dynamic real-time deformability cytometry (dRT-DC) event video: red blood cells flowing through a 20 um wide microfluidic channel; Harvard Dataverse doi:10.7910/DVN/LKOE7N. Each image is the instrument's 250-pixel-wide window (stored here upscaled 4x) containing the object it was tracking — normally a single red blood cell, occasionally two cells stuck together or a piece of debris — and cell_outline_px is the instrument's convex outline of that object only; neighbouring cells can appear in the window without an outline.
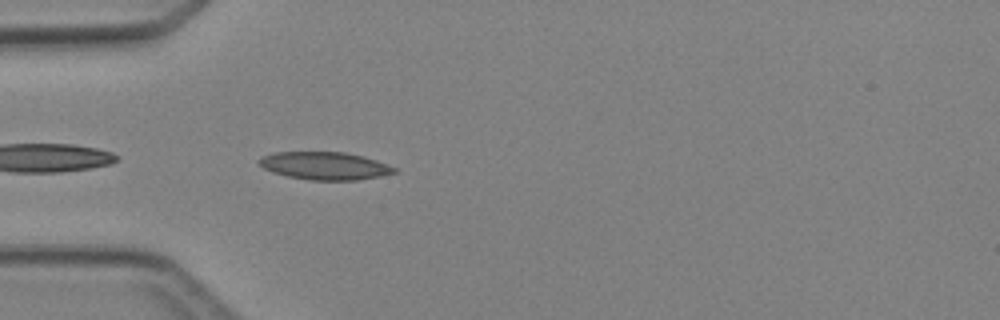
{"species": "Egyptian fruit bat (a non-hibernating species)", "species_latin": "Rousettus aegyptiacus", "temperature_condition": "cold", "stored_images_in_passage": 3, "camera_frame_rate_fps": 3000, "um_per_image_px": 0.085, "animal": {"sex": "female"}, "frame": {"image": 1, "passage_image": 3, "time_ms": 3.333, "image_size_px": [1000, 320], "cell_outline_px": [[400, 172], [380, 176], [356, 180], [308, 180], [288, 176], [272, 172], [264, 168], [256, 160], [264, 156], [276, 152], [344, 152], [364, 156], [376, 160], [396, 168]], "centroid_in_image_um": [27.63, 14.09], "position_along_channel_um": 57.4, "area_um2": 21.85}}